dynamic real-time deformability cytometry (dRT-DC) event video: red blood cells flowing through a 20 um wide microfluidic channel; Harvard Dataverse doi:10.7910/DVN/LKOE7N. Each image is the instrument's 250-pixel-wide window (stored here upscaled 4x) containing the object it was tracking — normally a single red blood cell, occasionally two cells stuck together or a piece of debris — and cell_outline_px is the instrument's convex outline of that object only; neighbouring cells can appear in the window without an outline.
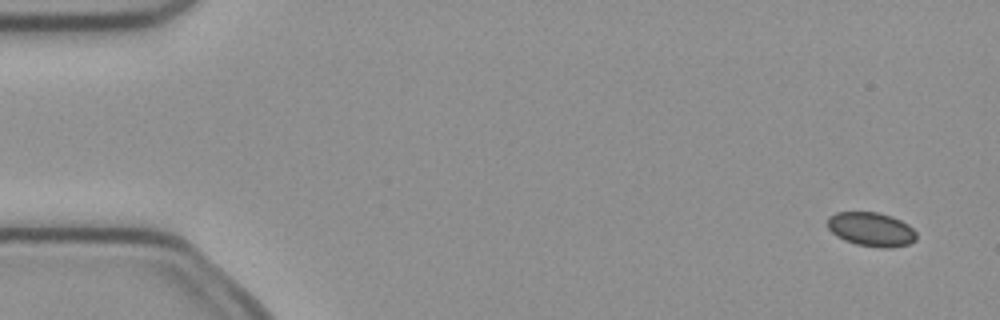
{"species": "common noctule bat (a hibernating species)", "species_latin": "Nyctalus noctula", "temperature_condition": "cold", "stored_images_in_passage": 5, "camera_frame_rate_fps": 3000, "um_per_image_px": 0.085, "animal": {"sex": "female", "body_mass_g": 21.9}, "frame": {"image": 1, "passage_image": 1, "time_ms": 0.0, "image_size_px": [1000, 320], "cell_outline_px": [[916, 240], [908, 244], [892, 248], [880, 248], [856, 244], [844, 240], [836, 236], [828, 228], [828, 216], [836, 212], [876, 212], [892, 216], [908, 224], [916, 232]], "centroid_in_image_um": [74.05, 19.49], "position_along_channel_um": 10.9, "area_um2": 17.74}}